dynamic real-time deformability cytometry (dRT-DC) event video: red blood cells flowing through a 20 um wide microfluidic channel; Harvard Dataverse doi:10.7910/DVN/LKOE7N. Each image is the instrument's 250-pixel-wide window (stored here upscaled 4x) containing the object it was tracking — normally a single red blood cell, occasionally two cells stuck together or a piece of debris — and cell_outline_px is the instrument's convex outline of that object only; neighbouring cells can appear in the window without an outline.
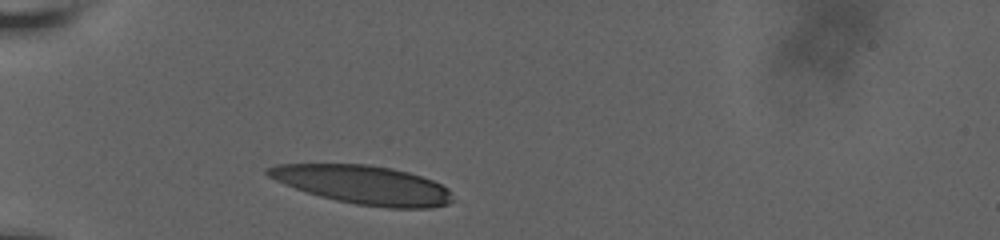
{"species": "human", "species_latin": "Homo sapiens", "temperature_condition": "room temperature", "stored_images_in_passage": 21, "camera_frame_rate_fps": 3000, "um_per_image_px": 0.085, "donor": {"sex": "male"}, "frame": {"image": 1, "passage_image": 1, "time_ms": 0.0, "image_size_px": [1000, 240], "cell_outline_px": [[456, 200], [448, 204], [432, 208], [388, 208], [356, 204], [336, 200], [320, 196], [296, 188], [276, 180], [268, 176], [264, 172], [264, 168], [276, 164], [368, 164], [392, 168], [408, 172], [432, 180], [448, 188], [452, 192]], "centroid_in_image_um": [30.92, 15.71], "position_along_channel_um": 54.1, "area_um2": 41.73}}
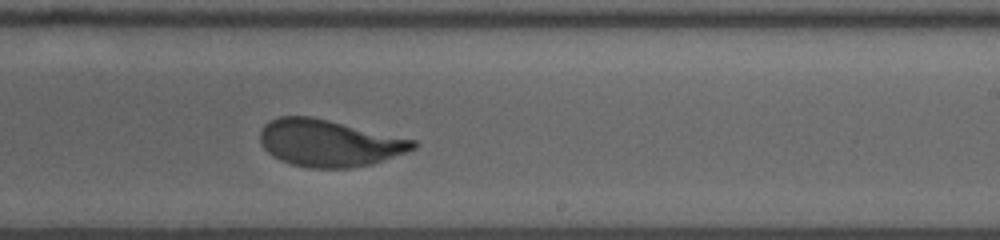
{"frame": {"image": 2, "passage_image": 12, "time_ms": 6.333, "image_size_px": [1000, 240], "cell_outline_px": [[420, 144], [416, 148], [408, 152], [372, 164], [352, 168], [312, 168], [292, 164], [280, 160], [272, 156], [264, 148], [260, 140], [260, 132], [264, 124], [280, 116], [312, 116], [416, 140]], "centroid_in_image_um": [28.0, 12.16], "position_along_channel_um": 261.0, "area_um2": 41.96}}
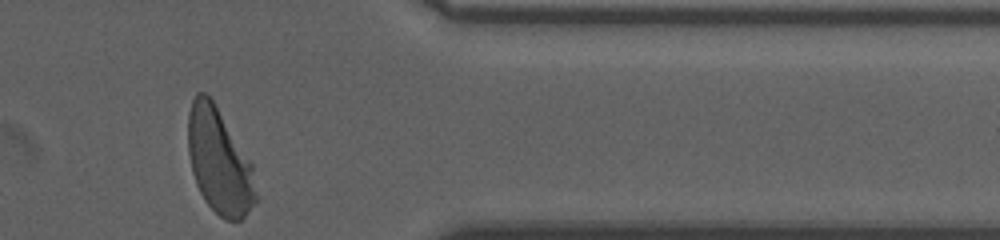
{"frame": {"image": 3, "passage_image": 21, "time_ms": 10.333, "image_size_px": [1000, 240], "cell_outline_px": [[260, 196], [248, 212], [240, 220], [224, 220], [204, 200], [196, 184], [192, 172], [188, 152], [188, 112], [192, 100], [196, 92], [204, 92], [212, 100], [252, 164]], "centroid_in_image_um": [18.65, 13.75], "position_along_channel_um": 392.8, "area_um2": 41.62}, "authors_computed_cell_mechanics": {"area_um2": 42.3674, "velocity_mm_per_s": 3.6003, "shape_relaxation_time_tau1_ms": 3.6836, "shape_relaxation_time_tau2_ms": null, "deformation_change_tau1": 0.1568, "deformation_change_tau2": null}}